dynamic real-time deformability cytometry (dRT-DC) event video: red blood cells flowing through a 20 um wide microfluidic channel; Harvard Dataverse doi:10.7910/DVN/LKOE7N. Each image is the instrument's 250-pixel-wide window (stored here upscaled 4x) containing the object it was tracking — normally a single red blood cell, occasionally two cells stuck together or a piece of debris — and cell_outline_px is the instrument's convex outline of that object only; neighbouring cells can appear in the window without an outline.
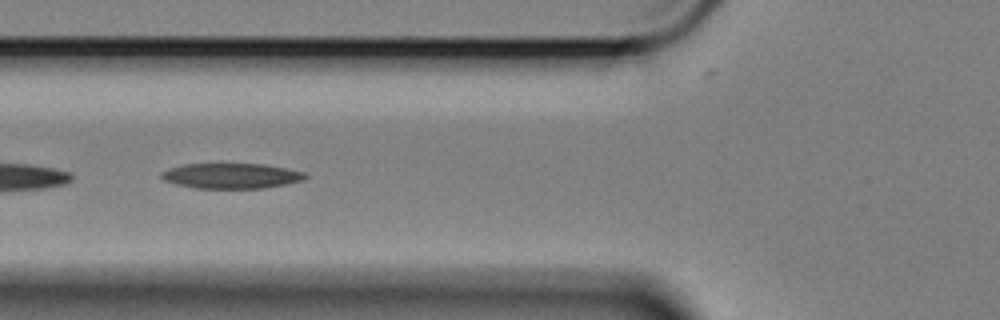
{"species": "Egyptian fruit bat (a non-hibernating species)", "species_latin": "Rousettus aegyptiacus", "temperature_condition": "cold", "stored_images_in_passage": 17, "camera_frame_rate_fps": 3000, "um_per_image_px": 0.085, "animal": {"sex": "female"}, "frame": {"image": 1, "passage_image": 10, "time_ms": 3.0, "image_size_px": [1000, 320], "cell_outline_px": [[308, 176], [304, 180], [284, 184], [260, 188], [196, 188], [176, 184], [164, 180], [160, 176], [160, 172], [184, 164], [264, 164], [304, 172]], "centroid_in_image_um": [19.65, 14.94], "position_along_channel_um": 106.2, "area_um2": 20.92}}